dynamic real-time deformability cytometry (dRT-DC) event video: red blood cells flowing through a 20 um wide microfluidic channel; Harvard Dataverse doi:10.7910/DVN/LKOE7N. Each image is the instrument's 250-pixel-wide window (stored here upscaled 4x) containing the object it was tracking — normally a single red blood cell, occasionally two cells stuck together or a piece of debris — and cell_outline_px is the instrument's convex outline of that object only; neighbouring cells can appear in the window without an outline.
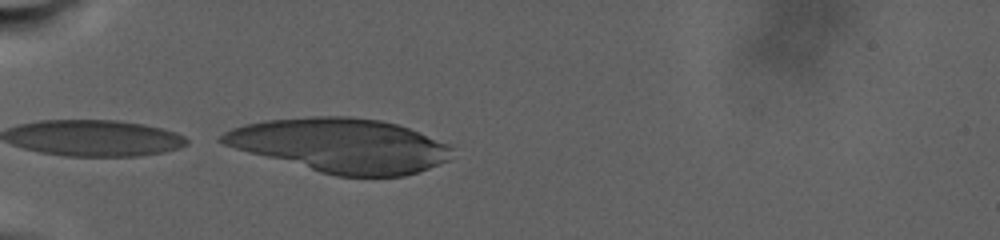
{"species": "human", "species_latin": "Homo sapiens", "temperature_condition": "warm", "stored_images_in_passage": 18, "segment_of_instrument_passage": [1, 2], "camera_frame_rate_fps": 3000, "um_per_image_px": 0.085, "donor": {"sex": "male"}, "frame": {"image": 1, "passage_image": 1, "time_ms": 0.0, "image_size_px": [1000, 240], "cell_outline_px": [[452, 148], [448, 160], [428, 168], [404, 176], [336, 176], [320, 172], [248, 152], [224, 144], [216, 140], [224, 132], [232, 128], [244, 124], [264, 120], [312, 116], [348, 116], [380, 120], [396, 124], [408, 128], [448, 144]], "centroid_in_image_um": [28.92, 12.35], "position_along_channel_um": 56.1, "area_um2": 71.85}}